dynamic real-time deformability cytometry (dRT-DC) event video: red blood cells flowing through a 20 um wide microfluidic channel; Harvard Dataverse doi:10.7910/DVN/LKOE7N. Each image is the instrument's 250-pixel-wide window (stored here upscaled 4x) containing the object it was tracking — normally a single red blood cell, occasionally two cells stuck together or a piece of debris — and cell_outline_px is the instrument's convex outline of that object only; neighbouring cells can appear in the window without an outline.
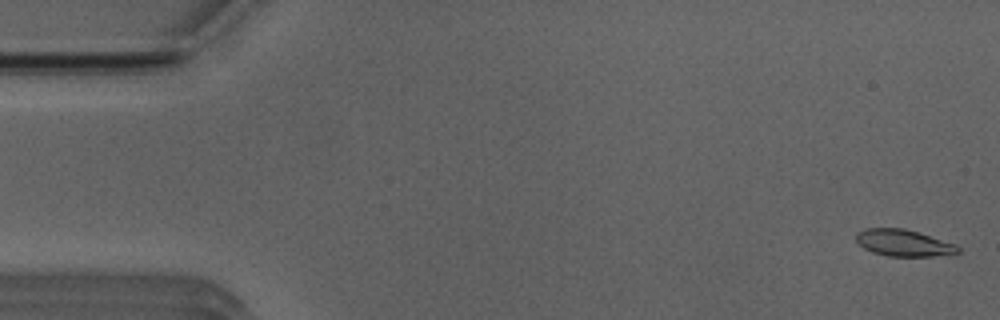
{"species": "Egyptian fruit bat (a non-hibernating species)", "species_latin": "Rousettus aegyptiacus", "temperature_condition": "room temperature", "stored_images_in_passage": 11, "camera_frame_rate_fps": 3000, "um_per_image_px": 0.085, "animal": {"sex": "male"}, "frame": {"image": 1, "passage_image": 1, "time_ms": 0.0, "image_size_px": [1000, 320], "cell_outline_px": [[960, 252], [956, 256], [888, 256], [872, 252], [864, 248], [856, 240], [856, 232], [864, 228], [904, 228], [956, 244], [960, 248]], "centroid_in_image_um": [76.86, 20.66], "position_along_channel_um": 8.1, "area_um2": 16.07}}